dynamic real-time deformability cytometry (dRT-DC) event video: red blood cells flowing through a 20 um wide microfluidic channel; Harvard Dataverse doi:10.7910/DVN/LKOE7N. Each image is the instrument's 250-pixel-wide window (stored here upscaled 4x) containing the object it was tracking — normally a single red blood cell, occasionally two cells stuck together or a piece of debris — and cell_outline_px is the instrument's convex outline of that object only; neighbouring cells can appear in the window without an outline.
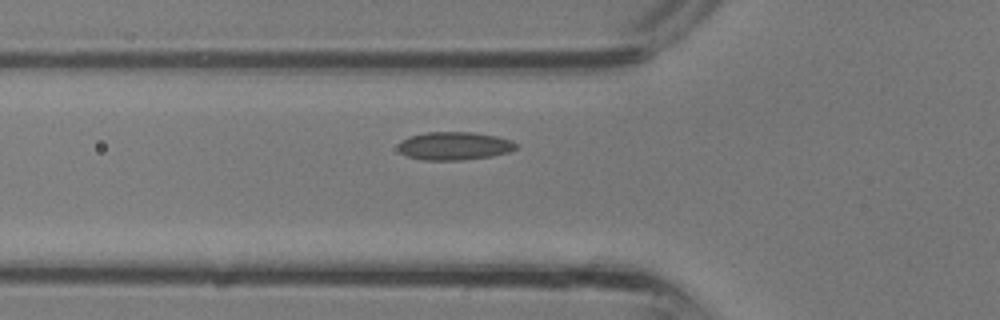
{"species": "common noctule bat (a hibernating species)", "species_latin": "Nyctalus noctula", "temperature_condition": "room temperature", "stored_images_in_passage": 23, "camera_frame_rate_fps": 3000, "um_per_image_px": 0.085, "animal": {"sex": "male", "body_mass_g": 13.3}, "frame": {"image": 1, "passage_image": 2, "time_ms": 0.333, "image_size_px": [1000, 320], "cell_outline_px": [[516, 148], [508, 152], [492, 156], [460, 160], [424, 160], [408, 156], [400, 152], [400, 144], [408, 136], [424, 132], [472, 132], [496, 136], [512, 140], [516, 144]], "centroid_in_image_um": [38.64, 12.4], "position_along_channel_um": 87.2, "area_um2": 19.13}}
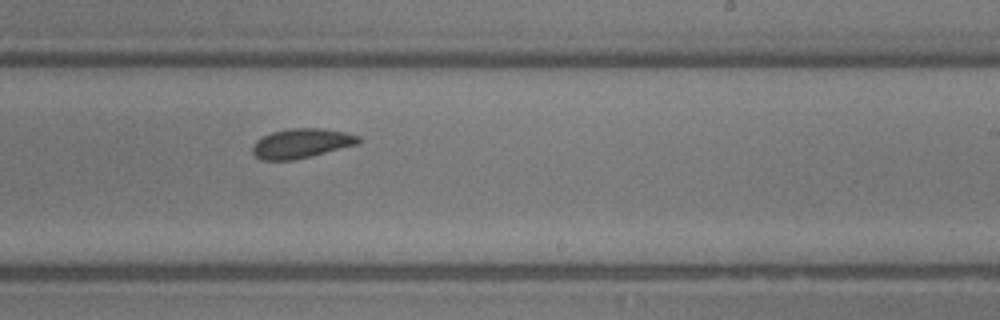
{"frame": {"image": 2, "passage_image": 11, "time_ms": 3.333, "image_size_px": [1000, 320], "cell_outline_px": [[360, 144], [292, 160], [264, 160], [256, 156], [252, 152], [252, 148], [256, 140], [272, 132], [288, 128], [324, 128], [344, 132], [360, 136]], "centroid_in_image_um": [25.64, 12.17], "position_along_channel_um": 263.4, "area_um2": 18.15}}
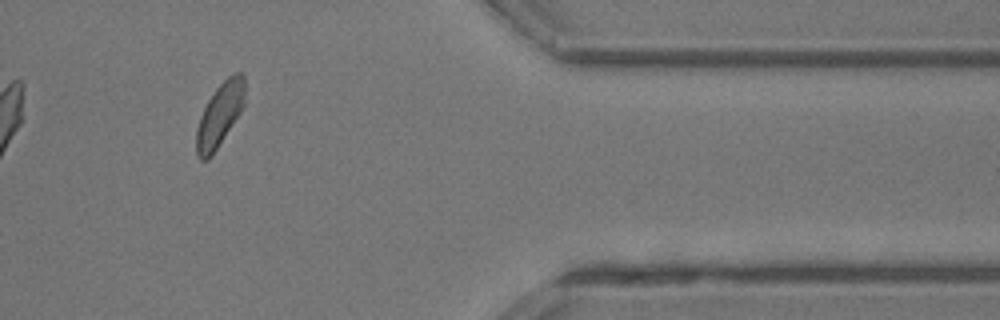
{"frame": {"image": 3, "passage_image": 19, "time_ms": 6.0, "image_size_px": [1000, 320], "cell_outline_px": [[244, 104], [240, 112], [212, 156], [208, 160], [200, 160], [196, 156], [196, 132], [200, 116], [208, 100], [216, 88], [232, 72], [244, 72]], "centroid_in_image_um": [18.67, 9.76], "position_along_channel_um": 392.7, "area_um2": 17.86}}